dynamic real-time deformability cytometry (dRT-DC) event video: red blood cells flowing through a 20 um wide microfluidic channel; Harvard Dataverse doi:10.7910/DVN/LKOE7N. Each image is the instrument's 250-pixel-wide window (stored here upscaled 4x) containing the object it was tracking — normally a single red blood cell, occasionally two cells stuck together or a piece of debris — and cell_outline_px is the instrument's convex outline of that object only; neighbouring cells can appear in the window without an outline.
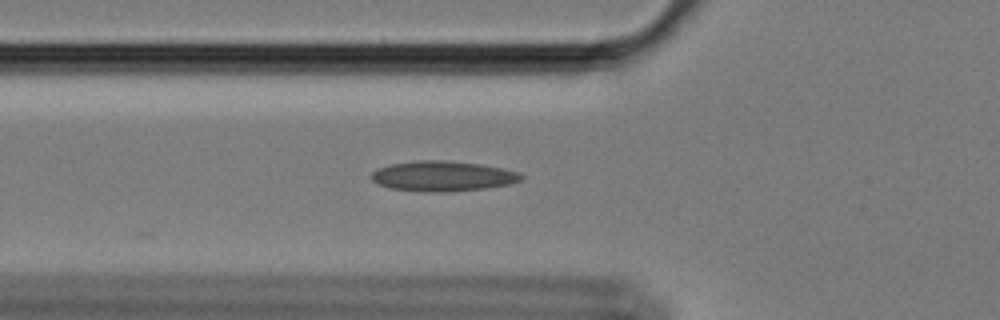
{"species": "Egyptian fruit bat (a non-hibernating species)", "species_latin": "Rousettus aegyptiacus", "temperature_condition": "cold", "stored_images_in_passage": 36, "camera_frame_rate_fps": 3000, "um_per_image_px": 0.085, "animal": {"sex": "female"}, "frame": {"image": 1, "passage_image": 4, "time_ms": 1.0, "image_size_px": [1000, 320], "cell_outline_px": [[524, 176], [520, 180], [508, 184], [484, 188], [444, 192], [420, 192], [392, 188], [376, 184], [372, 180], [372, 172], [380, 168], [392, 164], [420, 160], [444, 160], [480, 164], [500, 168], [516, 172]], "centroid_in_image_um": [37.59, 14.98], "position_along_channel_um": 88.2, "area_um2": 26.01}}
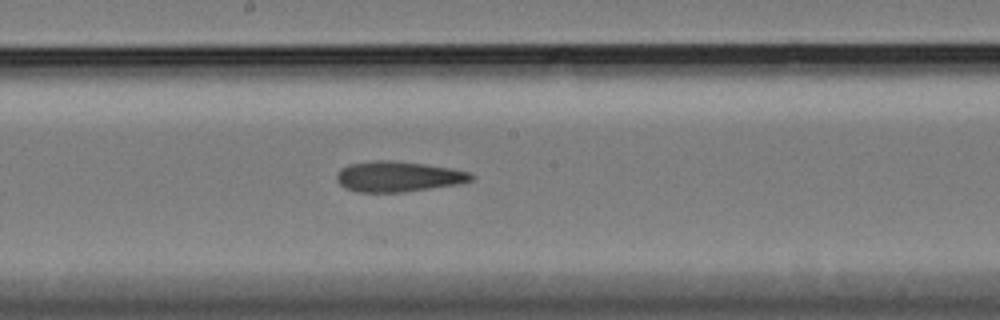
{"frame": {"image": 2, "passage_image": 15, "time_ms": 4.667, "image_size_px": [1000, 320], "cell_outline_px": [[476, 176], [472, 180], [460, 184], [404, 192], [356, 192], [344, 188], [336, 180], [336, 172], [340, 168], [348, 164], [372, 160], [396, 160], [452, 168], [468, 172]], "centroid_in_image_um": [33.82, 15.0], "position_along_channel_um": 214.4, "area_um2": 24.28}}
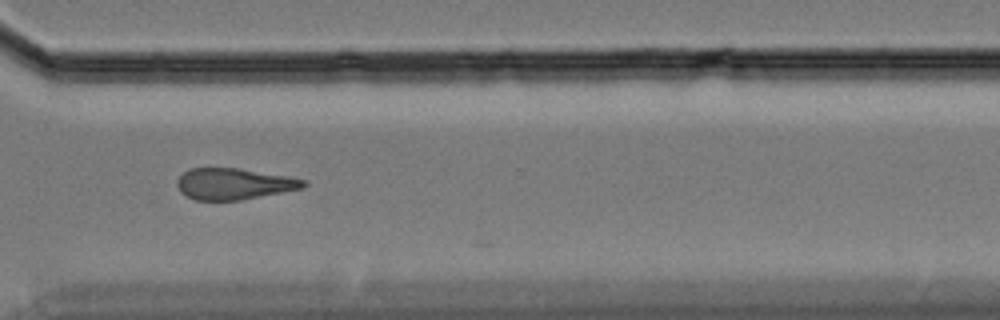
{"frame": {"image": 3, "passage_image": 27, "time_ms": 8.667, "image_size_px": [1000, 320], "cell_outline_px": [[308, 184], [304, 188], [240, 200], [196, 200], [180, 192], [176, 184], [180, 176], [188, 168], [240, 168], [288, 176], [308, 180]], "centroid_in_image_um": [19.92, 15.62], "position_along_channel_um": 350.7, "area_um2": 23.12}, "authors_computed_cell_mechanics": {"area_um2": 24.0737, "velocity_mm_per_s": 3.4192, "shape_relaxation_time_tau1_ms": null, "shape_relaxation_time_tau2_ms": 8.4524, "deformation_change_tau1": null, "deformation_change_tau2": 0.196}}